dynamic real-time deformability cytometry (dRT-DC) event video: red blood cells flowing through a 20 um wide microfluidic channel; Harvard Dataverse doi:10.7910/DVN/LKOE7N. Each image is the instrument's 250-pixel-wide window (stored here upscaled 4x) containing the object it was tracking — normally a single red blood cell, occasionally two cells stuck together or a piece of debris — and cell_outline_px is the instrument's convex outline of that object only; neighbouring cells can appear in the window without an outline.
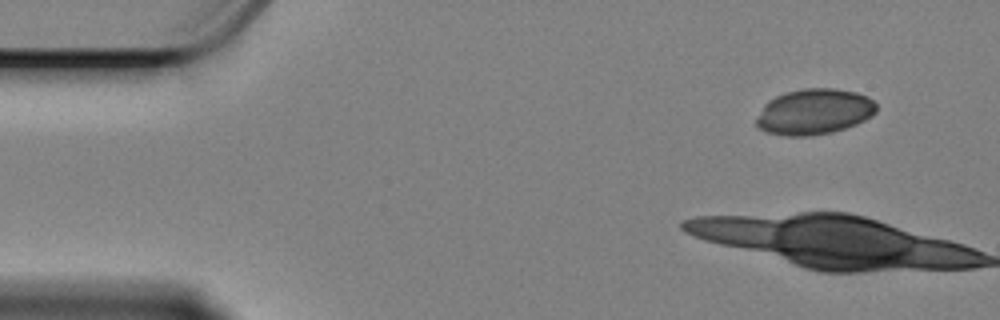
{"species": "Egyptian fruit bat (a non-hibernating species)", "species_latin": "Rousettus aegyptiacus", "temperature_condition": "cold", "stored_images_in_passage": 10, "camera_frame_rate_fps": 3000, "um_per_image_px": 0.085, "animal": {"sex": "female"}, "frame": {"image": 1, "passage_image": 1, "time_ms": 0.0, "image_size_px": [1000, 320], "cell_outline_px": [[876, 112], [872, 116], [856, 124], [832, 132], [808, 136], [784, 136], [764, 132], [756, 124], [756, 120], [764, 104], [768, 100], [784, 92], [804, 88], [836, 88], [856, 92], [868, 96], [876, 104]], "centroid_in_image_um": [69.2, 9.49], "position_along_channel_um": 15.8, "area_um2": 32.14}}